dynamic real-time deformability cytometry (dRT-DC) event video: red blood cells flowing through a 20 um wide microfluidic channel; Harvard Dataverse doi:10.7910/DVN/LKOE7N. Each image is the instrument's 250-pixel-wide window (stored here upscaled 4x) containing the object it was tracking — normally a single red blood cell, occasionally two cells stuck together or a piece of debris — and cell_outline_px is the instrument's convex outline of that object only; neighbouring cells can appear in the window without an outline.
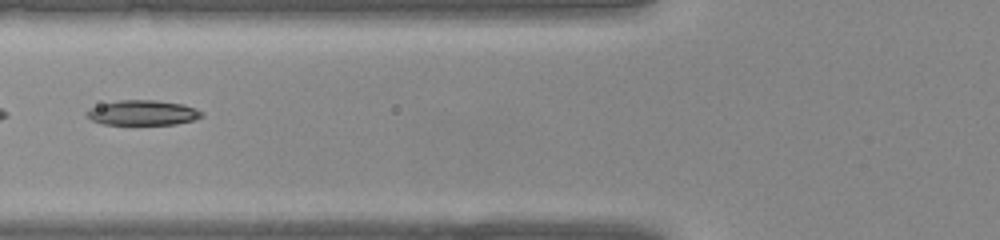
{"species": "common noctule bat (a hibernating species)", "species_latin": "Nyctalus noctula", "temperature_condition": "warm", "stored_images_in_passage": 40, "camera_frame_rate_fps": 3000, "um_per_image_px": 0.085, "animal": {"sex": "female", "body_mass_g": 22.0, "forearm_length_mm": 56.7}, "frame": {"image": 1, "passage_image": 16, "time_ms": 5.0, "image_size_px": [1000, 240], "cell_outline_px": [[204, 116], [192, 120], [176, 124], [104, 124], [92, 120], [88, 116], [88, 108], [100, 104], [120, 100], [156, 100], [184, 104], [196, 108], [204, 112]], "centroid_in_image_um": [12.18, 9.57], "position_along_channel_um": 113.6, "area_um2": 16.7}}
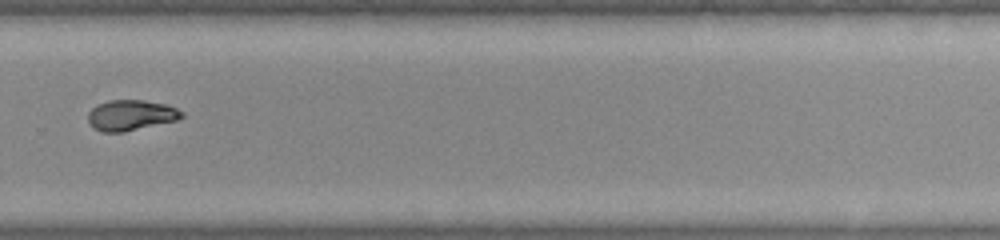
{"frame": {"image": 2, "passage_image": 28, "time_ms": 9.0, "image_size_px": [1000, 240], "cell_outline_px": [[184, 116], [176, 120], [124, 132], [104, 132], [92, 128], [88, 124], [88, 112], [92, 108], [108, 100], [144, 100], [164, 104], [176, 108], [184, 112]], "centroid_in_image_um": [11.1, 9.8], "position_along_channel_um": 318.7, "area_um2": 16.65}}
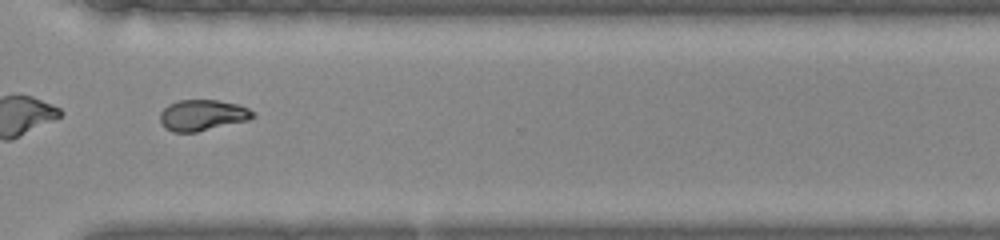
{"frame": {"image": 3, "passage_image": 30, "time_ms": 9.667, "image_size_px": [1000, 240], "cell_outline_px": [[256, 116], [248, 120], [196, 132], [172, 132], [164, 128], [160, 124], [160, 112], [168, 104], [180, 100], [216, 100], [236, 104], [248, 108], [256, 112]], "centroid_in_image_um": [17.19, 9.79], "position_along_channel_um": 353.4, "area_um2": 16.82}}